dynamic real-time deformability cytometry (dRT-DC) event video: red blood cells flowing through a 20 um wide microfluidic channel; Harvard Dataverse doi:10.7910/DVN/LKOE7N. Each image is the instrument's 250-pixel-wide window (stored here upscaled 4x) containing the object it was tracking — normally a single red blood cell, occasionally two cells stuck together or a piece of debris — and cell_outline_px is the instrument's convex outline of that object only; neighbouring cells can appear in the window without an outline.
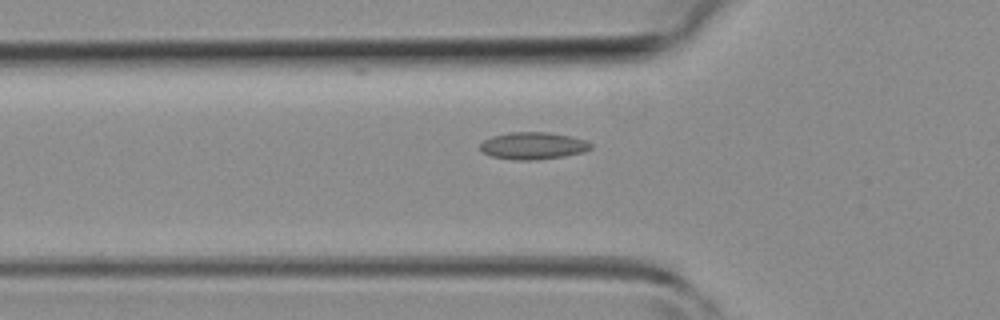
{"species": "common noctule bat (a hibernating species)", "species_latin": "Nyctalus noctula", "temperature_condition": "room temperature", "stored_images_in_passage": 43, "camera_frame_rate_fps": 3000, "um_per_image_px": 0.085, "animal": {"sex": "female", "body_mass_g": 19.3, "forearm_length_mm": 54.1}, "frame": {"image": 1, "passage_image": 14, "time_ms": 4.333, "image_size_px": [1000, 320], "cell_outline_px": [[592, 148], [584, 152], [564, 156], [536, 160], [512, 160], [492, 156], [484, 152], [480, 148], [480, 144], [484, 140], [492, 136], [508, 132], [548, 132], [568, 136], [584, 140], [592, 144]], "centroid_in_image_um": [45.3, 12.39], "position_along_channel_um": 80.5, "area_um2": 17.46}}
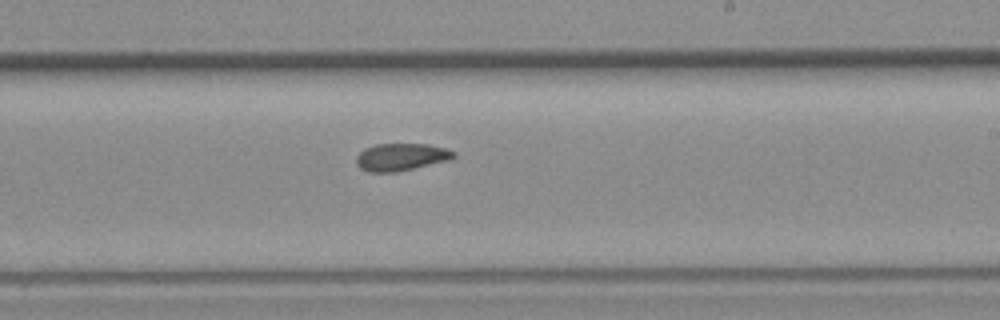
{"frame": {"image": 2, "passage_image": 25, "time_ms": 8.0, "image_size_px": [1000, 320], "cell_outline_px": [[456, 156], [452, 160], [396, 172], [368, 172], [360, 168], [356, 164], [356, 156], [364, 148], [376, 144], [428, 144], [448, 148], [456, 152]], "centroid_in_image_um": [34.13, 13.34], "position_along_channel_um": 254.9, "area_um2": 15.84}}
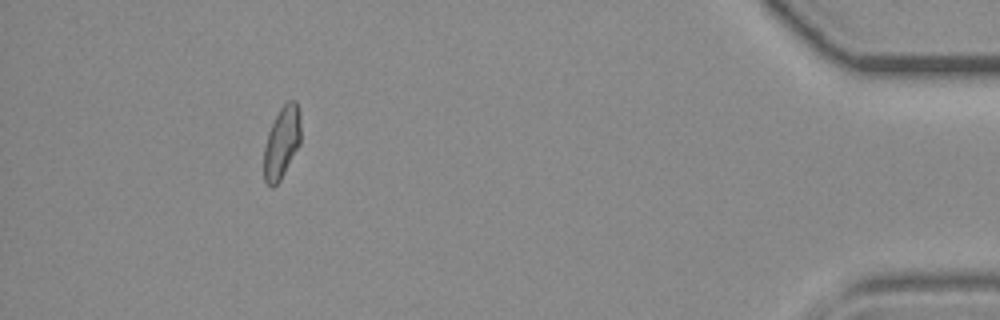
{"frame": {"image": 3, "passage_image": 39, "time_ms": 12.667, "image_size_px": [1000, 320], "cell_outline_px": [[300, 144], [280, 180], [272, 188], [264, 180], [264, 148], [268, 132], [280, 108], [288, 100], [296, 100], [300, 112]], "centroid_in_image_um": [23.96, 12.09], "position_along_channel_um": 411.2, "area_um2": 15.37}}